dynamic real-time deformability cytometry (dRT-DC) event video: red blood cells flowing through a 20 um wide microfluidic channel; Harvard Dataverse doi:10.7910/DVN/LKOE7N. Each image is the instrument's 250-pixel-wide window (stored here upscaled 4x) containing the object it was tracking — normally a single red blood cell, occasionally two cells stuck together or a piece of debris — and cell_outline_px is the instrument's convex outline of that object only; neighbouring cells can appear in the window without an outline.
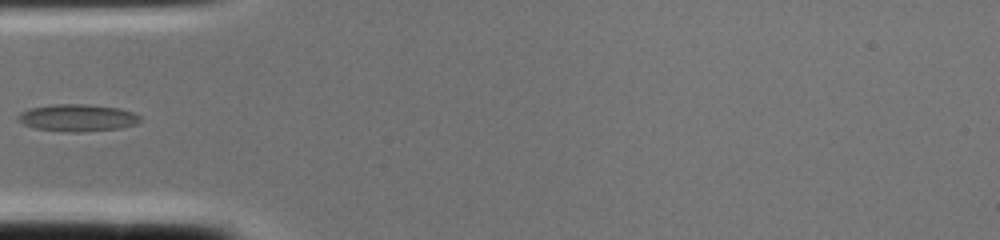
{"species": "common noctule bat (a hibernating species)", "species_latin": "Nyctalus noctula", "temperature_condition": "cold", "stored_images_in_passage": 2, "camera_frame_rate_fps": 3000, "um_per_image_px": 0.085, "animal": {"sex": "female", "body_mass_g": 22.0, "forearm_length_mm": 56.7}, "frame": {"image": 1, "passage_image": 2, "time_ms": 0.333, "image_size_px": [1000, 240], "cell_outline_px": [[140, 120], [136, 124], [120, 128], [80, 132], [68, 132], [36, 128], [24, 124], [16, 120], [16, 116], [20, 112], [28, 108], [56, 104], [88, 104], [120, 108], [132, 112], [140, 116]], "centroid_in_image_um": [6.56, 10.0], "position_along_channel_um": 78.4, "area_um2": 19.36}}